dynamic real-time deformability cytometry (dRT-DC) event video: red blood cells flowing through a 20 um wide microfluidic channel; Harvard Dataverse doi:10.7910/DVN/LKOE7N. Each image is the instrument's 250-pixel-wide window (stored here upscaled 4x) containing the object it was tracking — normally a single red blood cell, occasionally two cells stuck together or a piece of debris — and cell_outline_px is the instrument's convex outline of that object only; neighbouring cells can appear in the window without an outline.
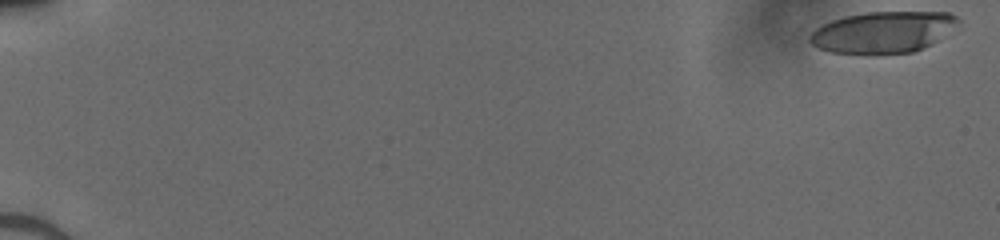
{"species": "human", "species_latin": "Homo sapiens", "temperature_condition": "cold", "stored_images_in_passage": 51, "camera_frame_rate_fps": 3000, "um_per_image_px": 0.085, "donor": {"sex": "male"}, "frame": {"image": 1, "passage_image": 1, "time_ms": 0.0, "image_size_px": [1000, 240], "cell_outline_px": [[960, 20], [932, 44], [912, 52], [832, 52], [820, 48], [812, 44], [808, 40], [808, 36], [816, 28], [832, 20], [844, 16], [868, 12], [948, 12], [956, 16]], "centroid_in_image_um": [75.02, 2.7], "position_along_channel_um": 10.0, "area_um2": 34.8}}
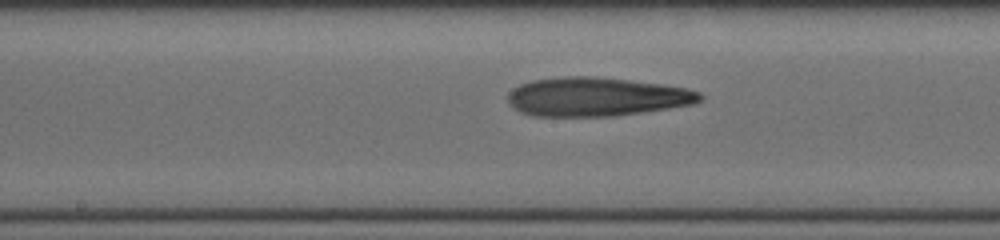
{"frame": {"image": 2, "passage_image": 29, "time_ms": 9.333, "image_size_px": [1000, 240], "cell_outline_px": [[704, 96], [696, 104], [616, 116], [532, 116], [520, 112], [508, 104], [508, 92], [512, 88], [520, 84], [532, 80], [564, 76], [596, 76], [660, 84], [688, 88], [700, 92]], "centroid_in_image_um": [50.69, 8.23], "position_along_channel_um": 197.5, "area_um2": 43.81}}
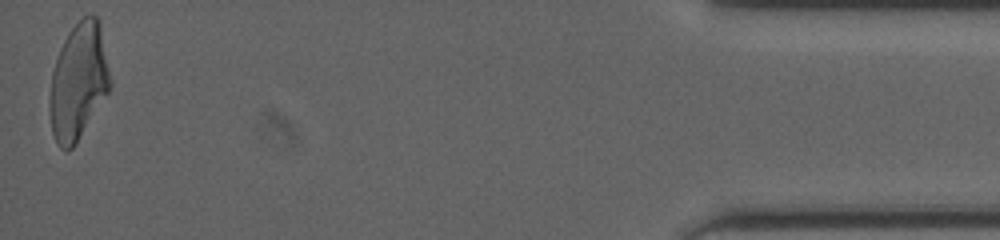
{"frame": {"image": 3, "passage_image": 51, "time_ms": 16.667, "image_size_px": [1000, 240], "cell_outline_px": [[112, 84], [108, 92], [76, 144], [68, 152], [60, 148], [56, 144], [52, 132], [48, 104], [48, 100], [52, 72], [60, 48], [68, 32], [84, 16], [96, 16], [100, 24]], "centroid_in_image_um": [6.64, 6.98], "position_along_channel_um": 428.6, "area_um2": 40.98}}